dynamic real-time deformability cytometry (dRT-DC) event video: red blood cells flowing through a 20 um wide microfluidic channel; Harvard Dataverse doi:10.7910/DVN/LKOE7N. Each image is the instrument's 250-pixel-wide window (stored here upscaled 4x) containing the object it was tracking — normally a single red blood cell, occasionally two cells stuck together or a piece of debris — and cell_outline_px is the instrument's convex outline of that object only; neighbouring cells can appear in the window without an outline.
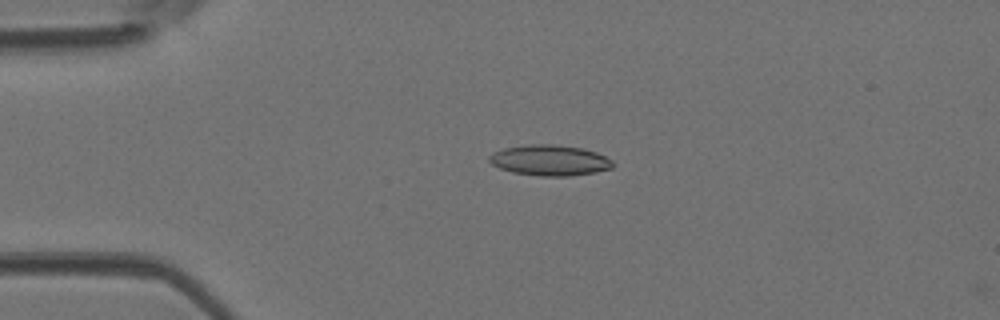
{"species": "Egyptian fruit bat (a non-hibernating species)", "species_latin": "Rousettus aegyptiacus", "temperature_condition": "room temperature", "stored_images_in_passage": 11, "camera_frame_rate_fps": 3000, "um_per_image_px": 0.085, "animal": {"sex": "female"}, "frame": {"image": 1, "passage_image": 10, "time_ms": 3.0, "image_size_px": [1000, 320], "cell_outline_px": [[612, 168], [596, 172], [568, 176], [540, 176], [512, 172], [500, 168], [492, 164], [488, 160], [488, 156], [492, 152], [504, 148], [528, 144], [556, 144], [580, 148], [596, 152], [612, 160]], "centroid_in_image_um": [46.69, 13.62], "position_along_channel_um": 38.3, "area_um2": 22.08}}